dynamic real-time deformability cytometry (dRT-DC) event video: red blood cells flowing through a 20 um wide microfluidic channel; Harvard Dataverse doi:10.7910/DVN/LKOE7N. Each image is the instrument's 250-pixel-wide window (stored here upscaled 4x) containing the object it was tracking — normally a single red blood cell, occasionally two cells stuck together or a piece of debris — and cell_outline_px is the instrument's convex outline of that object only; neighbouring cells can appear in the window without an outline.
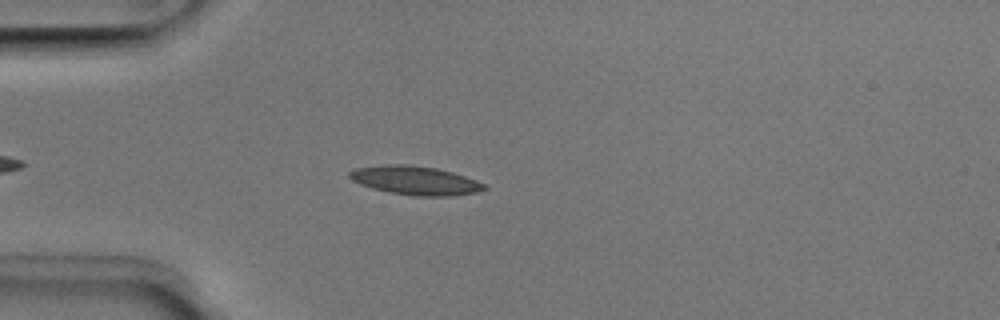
{"species": "Egyptian fruit bat (a non-hibernating species)", "species_latin": "Rousettus aegyptiacus", "temperature_condition": "room temperature", "stored_images_in_passage": 40, "camera_frame_rate_fps": 3000, "um_per_image_px": 0.085, "animal": {"sex": "male"}, "frame": {"image": 1, "passage_image": 6, "time_ms": 1.667, "image_size_px": [1000, 320], "cell_outline_px": [[488, 188], [476, 192], [448, 196], [416, 196], [388, 192], [372, 188], [360, 184], [352, 180], [348, 176], [348, 172], [356, 168], [380, 164], [408, 164], [436, 168], [452, 172], [476, 180], [484, 184]], "centroid_in_image_um": [35.25, 15.33], "position_along_channel_um": 49.7, "area_um2": 22.6}}
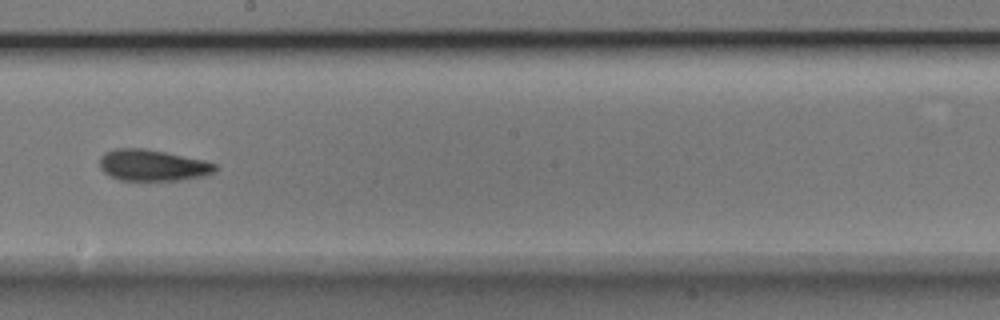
{"frame": {"image": 2, "passage_image": 21, "time_ms": 6.667, "image_size_px": [1000, 320], "cell_outline_px": [[220, 168], [216, 172], [208, 176], [180, 180], [120, 180], [104, 172], [100, 168], [100, 156], [104, 152], [116, 148], [144, 148], [204, 160], [216, 164]], "centroid_in_image_um": [13.02, 14.05], "position_along_channel_um": 235.2, "area_um2": 21.27}}
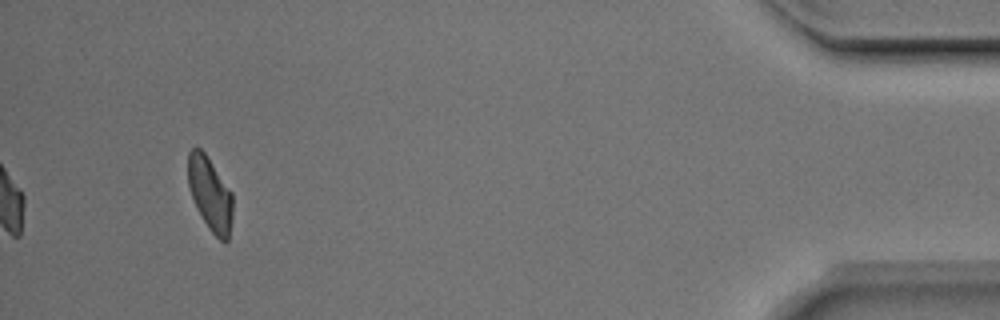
{"frame": {"image": 3, "passage_image": 40, "time_ms": 13.0, "image_size_px": [1000, 320], "cell_outline_px": [[232, 220], [228, 240], [220, 240], [208, 228], [196, 208], [188, 188], [188, 152], [192, 148], [200, 148], [204, 152], [232, 192]], "centroid_in_image_um": [17.84, 16.48], "position_along_channel_um": 417.4, "area_um2": 19.13}, "authors_computed_cell_mechanics": {"area_um2": 20.9814, "velocity_mm_per_s": 3.9806, "shape_relaxation_time_tau1_ms": 3.0914, "shape_relaxation_time_tau2_ms": 2.302, "deformation_change_tau1": 0.1372, "deformation_change_tau2": 0.1019}}